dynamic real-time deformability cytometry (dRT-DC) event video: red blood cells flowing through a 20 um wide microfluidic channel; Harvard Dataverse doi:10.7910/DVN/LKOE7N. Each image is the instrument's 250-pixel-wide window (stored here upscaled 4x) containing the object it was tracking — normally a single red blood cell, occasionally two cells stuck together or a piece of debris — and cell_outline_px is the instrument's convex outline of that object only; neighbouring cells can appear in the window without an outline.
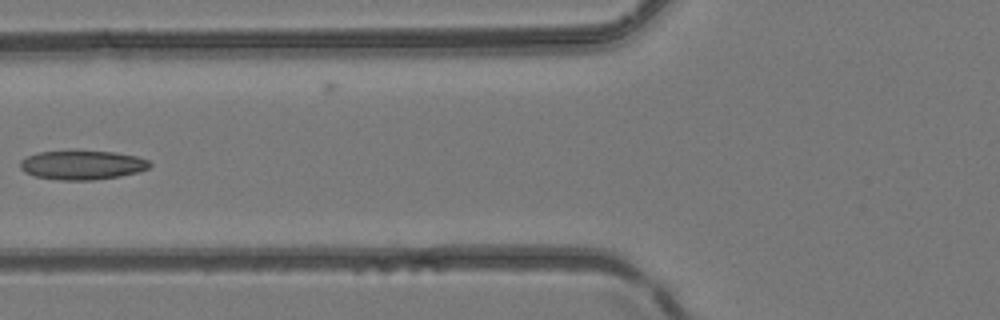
{"species": "common noctule bat (a hibernating species)", "species_latin": "Nyctalus noctula", "temperature_condition": "room temperature", "stored_images_in_passage": 6, "camera_frame_rate_fps": 3000, "um_per_image_px": 0.085, "animal": {"sex": "female", "body_mass_g": 24.6, "forearm_length_mm": 56.2}, "frame": {"image": 1, "passage_image": 6, "time_ms": 1.667, "image_size_px": [1000, 320], "cell_outline_px": [[152, 164], [148, 168], [136, 172], [120, 176], [92, 180], [60, 180], [36, 176], [24, 172], [20, 168], [20, 160], [36, 152], [76, 148], [112, 152], [136, 156], [148, 160]], "centroid_in_image_um": [6.94, 13.98], "position_along_channel_um": 118.9, "area_um2": 22.66}}